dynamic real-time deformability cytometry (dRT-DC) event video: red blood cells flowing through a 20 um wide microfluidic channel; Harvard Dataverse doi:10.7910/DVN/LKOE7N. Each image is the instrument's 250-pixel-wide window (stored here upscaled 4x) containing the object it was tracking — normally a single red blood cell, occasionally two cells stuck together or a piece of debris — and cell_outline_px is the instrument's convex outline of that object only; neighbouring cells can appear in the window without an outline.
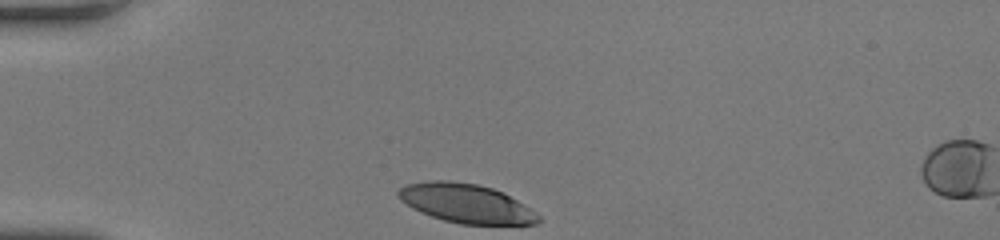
{"species": "human", "species_latin": "Homo sapiens", "temperature_condition": "room temperature", "stored_images_in_passage": 28, "camera_frame_rate_fps": 3000, "um_per_image_px": 0.085, "donor": {"sex": "female"}, "frame": {"image": 1, "passage_image": 1, "time_ms": 0.0, "image_size_px": [1000, 240], "cell_outline_px": [[540, 220], [536, 224], [460, 224], [444, 220], [420, 212], [412, 208], [400, 200], [396, 196], [396, 192], [400, 188], [408, 184], [428, 180], [448, 180], [476, 184], [492, 188], [504, 192], [524, 204], [540, 216]], "centroid_in_image_um": [39.59, 17.28], "position_along_channel_um": 45.4, "area_um2": 31.85}}
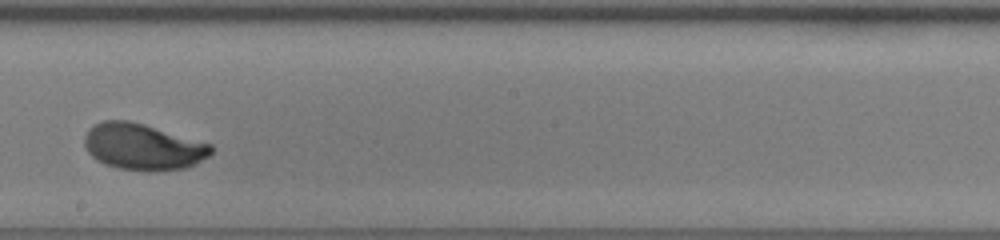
{"frame": {"image": 2, "passage_image": 17, "time_ms": 5.333, "image_size_px": [1000, 240], "cell_outline_px": [[212, 152], [208, 156], [196, 164], [184, 168], [116, 168], [104, 164], [96, 160], [88, 152], [84, 144], [84, 136], [88, 128], [104, 120], [128, 120], [144, 124], [212, 144]], "centroid_in_image_um": [12.11, 12.43], "position_along_channel_um": 236.1, "area_um2": 33.41}}
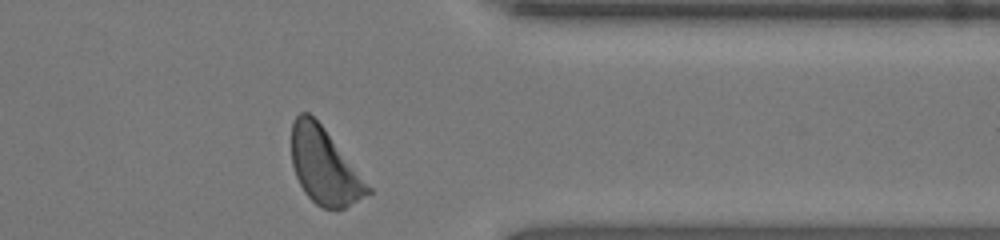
{"frame": {"image": 3, "passage_image": 28, "time_ms": 9.0, "image_size_px": [1000, 240], "cell_outline_px": [[372, 192], [344, 208], [324, 208], [316, 204], [304, 192], [296, 176], [292, 164], [292, 120], [300, 112], [308, 112], [324, 128], [372, 188]], "centroid_in_image_um": [27.56, 14.12], "position_along_channel_um": 383.8, "area_um2": 33.29}, "authors_computed_cell_mechanics": {"area_um2": 33.4373, "velocity_mm_per_s": 4.2151, "shape_relaxation_time_tau1_ms": 3.5248, "shape_relaxation_time_tau2_ms": null, "deformation_change_tau1": 0.1853, "deformation_change_tau2": null}}